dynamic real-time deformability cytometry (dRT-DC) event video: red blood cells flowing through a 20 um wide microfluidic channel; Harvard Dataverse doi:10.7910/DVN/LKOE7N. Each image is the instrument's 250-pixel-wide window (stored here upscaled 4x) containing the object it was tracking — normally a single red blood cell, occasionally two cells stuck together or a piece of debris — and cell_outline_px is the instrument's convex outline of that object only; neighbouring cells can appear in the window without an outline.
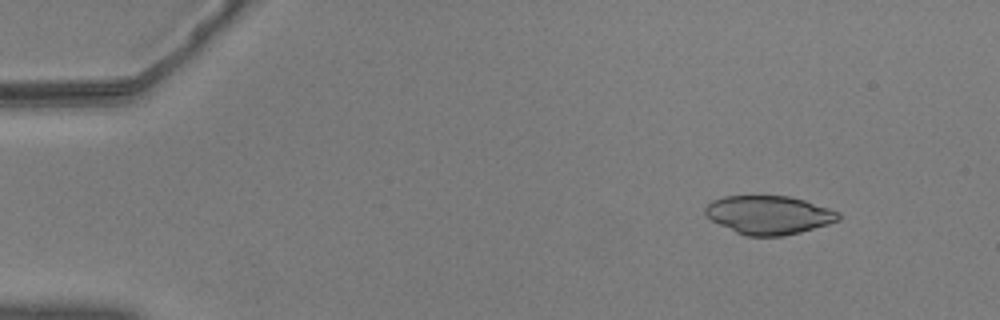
{"species": "common noctule bat (a hibernating species)", "species_latin": "Nyctalus noctula", "temperature_condition": "warm", "stored_images_in_passage": 56, "camera_frame_rate_fps": 3000, "um_per_image_px": 0.085, "animal": {"sex": "male", "body_mass_g": 20.5, "forearm_length_mm": 52.5}, "frame": {"image": 1, "passage_image": 7, "time_ms": 2.0, "image_size_px": [1000, 320], "cell_outline_px": [[840, 220], [828, 224], [800, 232], [784, 236], [748, 236], [736, 232], [712, 220], [704, 212], [704, 208], [712, 200], [724, 196], [788, 196], [804, 200], [840, 212]], "centroid_in_image_um": [65.36, 18.27], "position_along_channel_um": 19.6, "area_um2": 29.71}}